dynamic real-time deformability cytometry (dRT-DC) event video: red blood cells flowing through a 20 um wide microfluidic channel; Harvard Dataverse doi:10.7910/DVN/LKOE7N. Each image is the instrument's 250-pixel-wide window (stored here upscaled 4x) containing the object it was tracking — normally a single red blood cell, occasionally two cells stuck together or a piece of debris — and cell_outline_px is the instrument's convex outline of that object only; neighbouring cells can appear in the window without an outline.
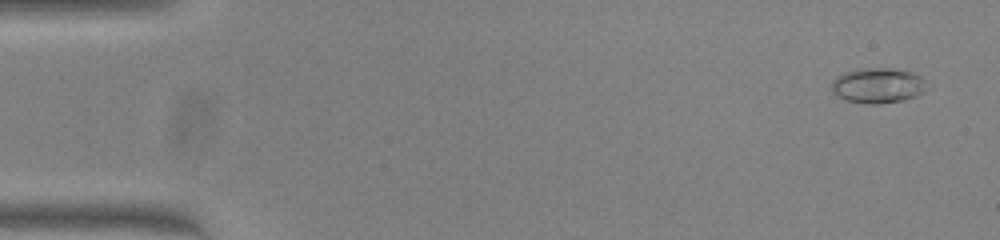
{"species": "common noctule bat (a hibernating species)", "species_latin": "Nyctalus noctula", "temperature_condition": "warm", "stored_images_in_passage": 51, "camera_frame_rate_fps": 3000, "um_per_image_px": 0.085, "animal": {"sex": "female", "body_mass_g": 23.0, "forearm_length_mm": 53.4}, "frame": {"image": 1, "passage_image": 3, "time_ms": 0.667, "image_size_px": [1000, 240], "cell_outline_px": [[932, 84], [924, 92], [916, 96], [904, 100], [880, 104], [864, 104], [844, 100], [832, 92], [832, 80], [836, 76], [844, 72], [864, 68], [892, 68], [912, 72], [920, 76]], "centroid_in_image_um": [74.67, 7.27], "position_along_channel_um": 10.3, "area_um2": 20.06}}
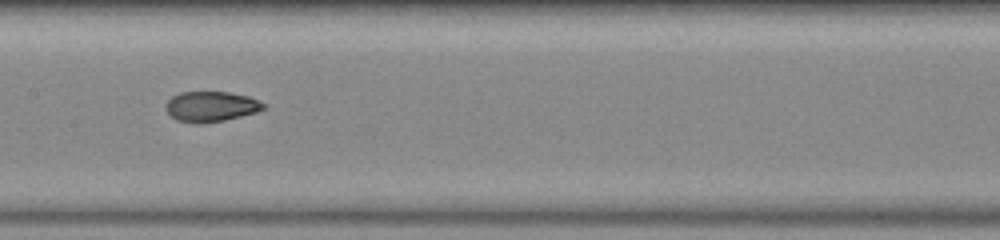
{"frame": {"image": 2, "passage_image": 26, "time_ms": 8.333, "image_size_px": [1000, 240], "cell_outline_px": [[268, 108], [256, 112], [224, 120], [176, 120], [164, 108], [164, 104], [172, 96], [180, 92], [228, 92], [248, 96], [268, 104]], "centroid_in_image_um": [17.99, 9.0], "position_along_channel_um": 189.4, "area_um2": 16.7}}
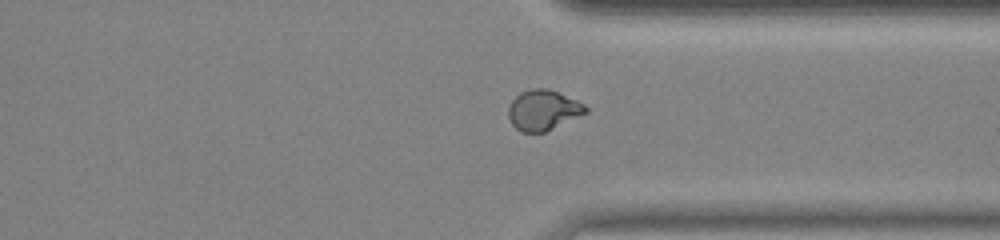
{"frame": {"image": 3, "passage_image": 39, "time_ms": 12.667, "image_size_px": [1000, 240], "cell_outline_px": [[588, 112], [544, 132], [520, 132], [512, 124], [508, 116], [508, 108], [512, 100], [520, 92], [532, 88], [548, 88], [560, 92], [584, 104], [588, 108]], "centroid_in_image_um": [46.16, 9.34], "position_along_channel_um": 365.2, "area_um2": 18.15}, "authors_computed_cell_mechanics": {"area_um2": 18.207, "velocity_mm_per_s": 4.0688, "shape_relaxation_time_tau1_ms": null, "shape_relaxation_time_tau2_ms": 1.2504, "deformation_change_tau1": null, "deformation_change_tau2": 0.053}}